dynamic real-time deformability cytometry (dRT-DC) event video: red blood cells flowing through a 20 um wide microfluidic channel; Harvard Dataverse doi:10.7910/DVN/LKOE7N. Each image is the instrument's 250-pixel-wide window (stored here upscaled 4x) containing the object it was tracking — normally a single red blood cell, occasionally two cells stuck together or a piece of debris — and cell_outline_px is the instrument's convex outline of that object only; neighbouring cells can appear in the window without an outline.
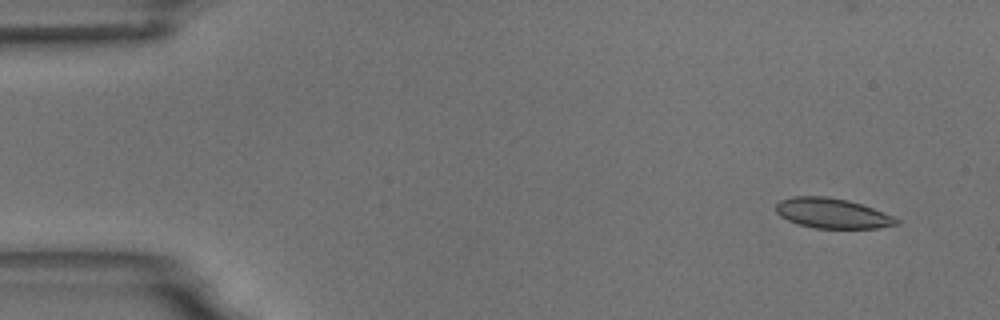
{"species": "common noctule bat (a hibernating species)", "species_latin": "Nyctalus noctula", "temperature_condition": "room temperature", "stored_images_in_passage": 8, "camera_frame_rate_fps": 3000, "um_per_image_px": 0.085, "animal": {"sex": "male", "body_mass_g": 18.8}, "frame": {"image": 1, "passage_image": 1, "time_ms": 0.0, "image_size_px": [1000, 320], "cell_outline_px": [[900, 224], [880, 228], [816, 228], [800, 224], [788, 220], [780, 216], [776, 212], [776, 204], [780, 200], [792, 196], [828, 196], [848, 200], [872, 208], [892, 216], [900, 220]], "centroid_in_image_um": [70.74, 18.12], "position_along_channel_um": 14.3, "area_um2": 21.04}}
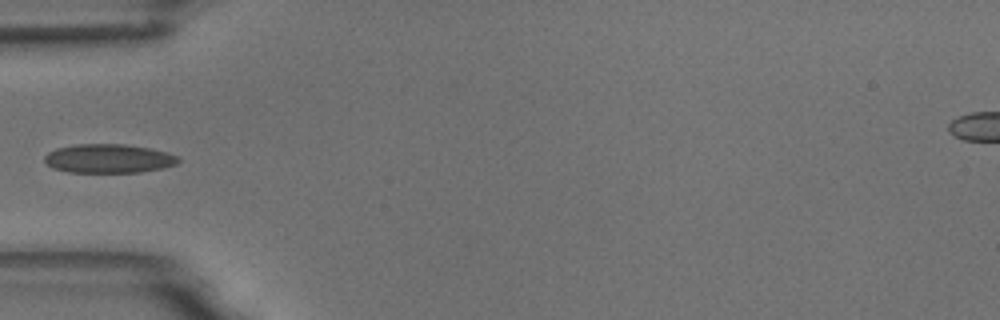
{"frame": {"image": 2, "passage_image": 4, "time_ms": 4.667, "image_size_px": [1000, 320], "cell_outline_px": [[180, 160], [176, 164], [164, 168], [140, 172], [68, 172], [52, 168], [44, 160], [44, 156], [48, 152], [56, 148], [76, 144], [124, 144], [148, 148], [168, 152], [180, 156]], "centroid_in_image_um": [9.25, 13.47], "position_along_channel_um": 75.8, "area_um2": 22.66}}
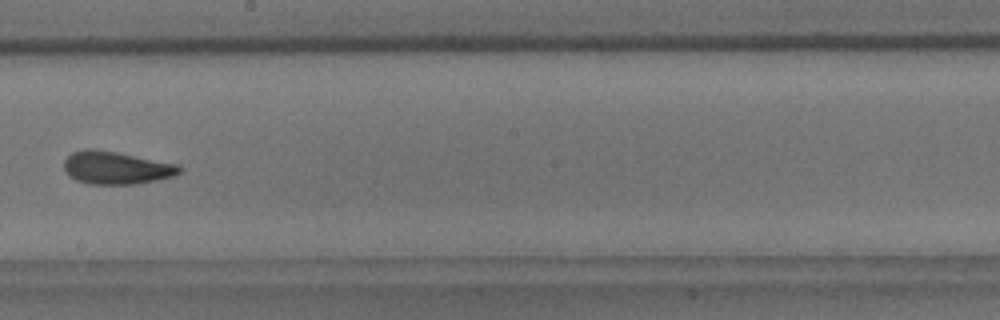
{"frame": {"image": 3, "passage_image": 8, "time_ms": 9.0, "image_size_px": [1000, 320], "cell_outline_px": [[180, 172], [172, 176], [156, 180], [136, 184], [88, 184], [76, 180], [64, 172], [64, 160], [72, 152], [84, 148], [92, 148], [116, 152], [180, 164]], "centroid_in_image_um": [9.85, 14.25], "position_along_channel_um": 238.4, "area_um2": 22.14}}